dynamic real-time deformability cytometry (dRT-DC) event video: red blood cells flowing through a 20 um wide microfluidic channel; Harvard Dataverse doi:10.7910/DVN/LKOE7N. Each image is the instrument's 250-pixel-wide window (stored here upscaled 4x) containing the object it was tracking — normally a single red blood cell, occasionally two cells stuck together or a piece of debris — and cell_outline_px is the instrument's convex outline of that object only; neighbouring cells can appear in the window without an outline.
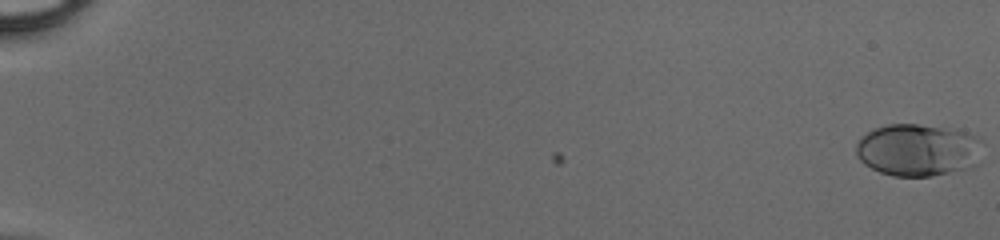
{"species": "human", "species_latin": "Homo sapiens", "temperature_condition": "cold", "stored_images_in_passage": 51, "camera_frame_rate_fps": 3000, "um_per_image_px": 0.085, "donor": {"sex": "male"}, "frame": {"image": 1, "passage_image": 1, "time_ms": 0.0, "image_size_px": [1000, 240], "cell_outline_px": [[984, 160], [980, 164], [968, 168], [932, 176], [892, 176], [880, 172], [864, 164], [856, 156], [856, 144], [860, 136], [876, 128], [888, 124], [916, 124], [956, 128], [968, 132], [980, 140]], "centroid_in_image_um": [78.08, 12.74], "position_along_channel_um": 6.9, "area_um2": 39.3}}
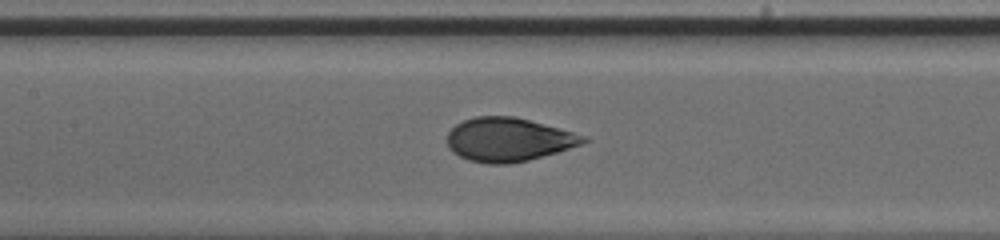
{"frame": {"image": 2, "passage_image": 27, "time_ms": 8.667, "image_size_px": [1000, 240], "cell_outline_px": [[592, 140], [556, 152], [528, 160], [508, 164], [488, 164], [468, 160], [452, 152], [448, 148], [448, 132], [456, 124], [464, 120], [476, 116], [516, 116], [588, 136]], "centroid_in_image_um": [43.22, 11.86], "position_along_channel_um": 164.2, "area_um2": 34.68}}
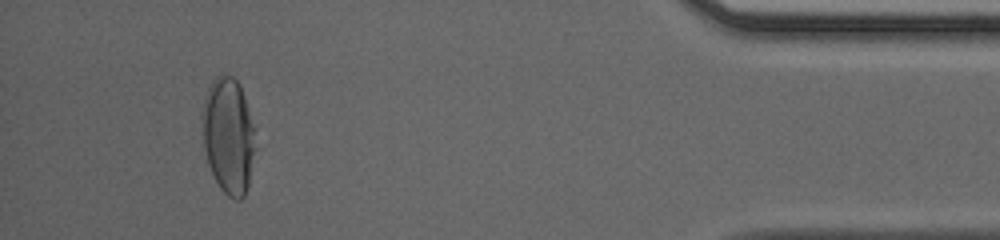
{"frame": {"image": 3, "passage_image": 48, "time_ms": 15.667, "image_size_px": [1000, 240], "cell_outline_px": [[252, 152], [248, 184], [244, 196], [240, 200], [236, 200], [228, 196], [220, 188], [208, 164], [204, 148], [200, 120], [200, 112], [208, 88], [212, 80], [216, 76], [224, 72], [232, 76], [240, 84], [244, 96], [252, 128]], "centroid_in_image_um": [19.33, 11.47], "position_along_channel_um": 415.9, "area_um2": 35.32}}